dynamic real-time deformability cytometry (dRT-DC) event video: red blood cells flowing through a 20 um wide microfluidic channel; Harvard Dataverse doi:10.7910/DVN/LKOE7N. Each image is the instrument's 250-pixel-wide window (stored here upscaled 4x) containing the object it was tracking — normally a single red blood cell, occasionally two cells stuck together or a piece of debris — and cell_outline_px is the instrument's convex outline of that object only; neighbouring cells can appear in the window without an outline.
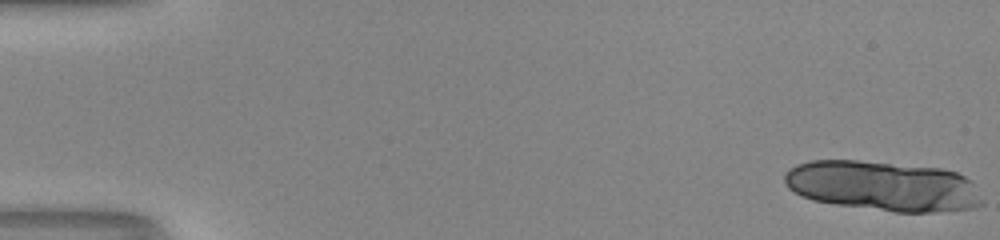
{"species": "human", "species_latin": "Homo sapiens", "temperature_condition": "room temperature", "stored_images_in_passage": 16, "camera_frame_rate_fps": 3000, "um_per_image_px": 0.085, "donor": {"sex": "male"}, "frame": {"image": 1, "passage_image": 1, "time_ms": 0.0, "image_size_px": [1000, 240], "cell_outline_px": [[984, 204], [976, 208], [936, 212], [896, 212], [836, 204], [812, 200], [788, 188], [784, 180], [784, 172], [788, 168], [796, 164], [812, 160], [860, 160], [940, 168], [956, 172], [972, 180], [984, 200]], "centroid_in_image_um": [75.09, 15.81], "position_along_channel_um": 9.9, "area_um2": 58.03}}